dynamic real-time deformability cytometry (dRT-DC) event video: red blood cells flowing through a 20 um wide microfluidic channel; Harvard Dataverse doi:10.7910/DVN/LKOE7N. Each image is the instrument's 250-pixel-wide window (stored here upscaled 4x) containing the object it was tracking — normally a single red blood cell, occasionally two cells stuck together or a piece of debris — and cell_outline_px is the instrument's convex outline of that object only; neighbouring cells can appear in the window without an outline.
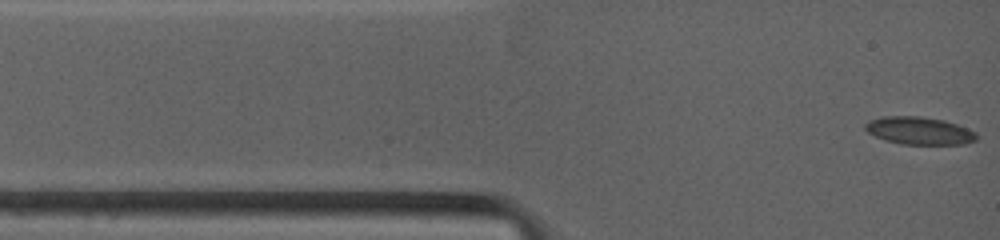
{"species": "common noctule bat (a hibernating species)", "species_latin": "Nyctalus noctula", "temperature_condition": "warm", "stored_images_in_passage": 23, "camera_frame_rate_fps": 4500, "um_per_image_px": 0.085, "animal": {"sex": "female", "body_mass_g": 19.0, "forearm_length_mm": 53.3}, "frame": {"image": 1, "passage_image": 1, "time_ms": 0.0, "image_size_px": [1000, 240], "cell_outline_px": [[976, 140], [964, 144], [900, 144], [876, 136], [868, 132], [864, 128], [864, 124], [868, 120], [880, 116], [920, 116], [944, 120], [968, 128], [976, 132]], "centroid_in_image_um": [78.12, 11.09], "position_along_channel_um": 6.9, "area_um2": 17.92}}
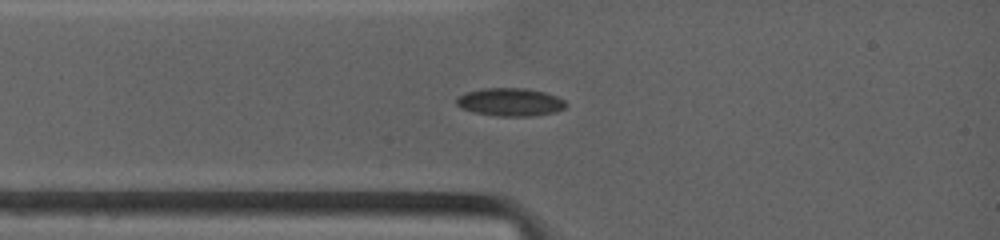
{"frame": {"image": 2, "passage_image": 13, "time_ms": 2.222, "image_size_px": [1000, 240], "cell_outline_px": [[568, 104], [564, 108], [556, 112], [532, 116], [496, 116], [476, 112], [460, 108], [456, 104], [456, 100], [464, 92], [484, 88], [524, 88], [544, 92], [556, 96], [564, 100]], "centroid_in_image_um": [43.37, 8.67], "position_along_channel_um": 41.6, "area_um2": 17.86}}
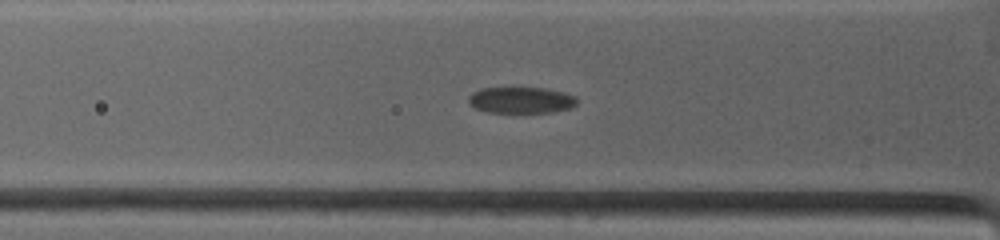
{"frame": {"image": 3, "passage_image": 19, "time_ms": 3.333, "image_size_px": [1000, 240], "cell_outline_px": [[576, 104], [572, 108], [552, 112], [488, 112], [476, 108], [468, 104], [468, 96], [472, 92], [480, 88], [512, 84], [516, 84], [548, 88], [564, 92], [576, 96]], "centroid_in_image_um": [44.25, 8.43], "position_along_channel_um": 81.5, "area_um2": 17.74}}